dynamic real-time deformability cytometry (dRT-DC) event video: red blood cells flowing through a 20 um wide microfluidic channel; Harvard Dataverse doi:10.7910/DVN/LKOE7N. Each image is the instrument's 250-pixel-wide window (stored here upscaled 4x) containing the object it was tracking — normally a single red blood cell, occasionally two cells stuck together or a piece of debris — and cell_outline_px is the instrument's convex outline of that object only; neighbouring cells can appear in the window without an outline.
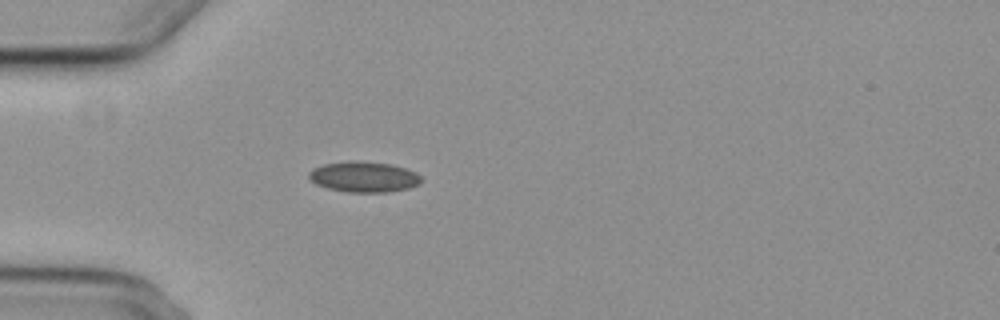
{"species": "common noctule bat (a hibernating species)", "species_latin": "Nyctalus noctula", "temperature_condition": "cold", "stored_images_in_passage": 1, "camera_frame_rate_fps": 3000, "um_per_image_px": 0.085, "animal": {"sex": "female", "body_mass_g": 29.2, "forearm_length_mm": 56.3}, "frame": {"image": 1, "passage_image": 1, "time_ms": 0.0, "image_size_px": [1000, 320], "cell_outline_px": [[420, 184], [408, 188], [388, 192], [348, 192], [328, 188], [316, 184], [308, 176], [308, 172], [312, 168], [324, 164], [392, 164], [416, 172], [420, 176]], "centroid_in_image_um": [30.95, 15.09], "position_along_channel_um": 54.1, "area_um2": 19.02}}